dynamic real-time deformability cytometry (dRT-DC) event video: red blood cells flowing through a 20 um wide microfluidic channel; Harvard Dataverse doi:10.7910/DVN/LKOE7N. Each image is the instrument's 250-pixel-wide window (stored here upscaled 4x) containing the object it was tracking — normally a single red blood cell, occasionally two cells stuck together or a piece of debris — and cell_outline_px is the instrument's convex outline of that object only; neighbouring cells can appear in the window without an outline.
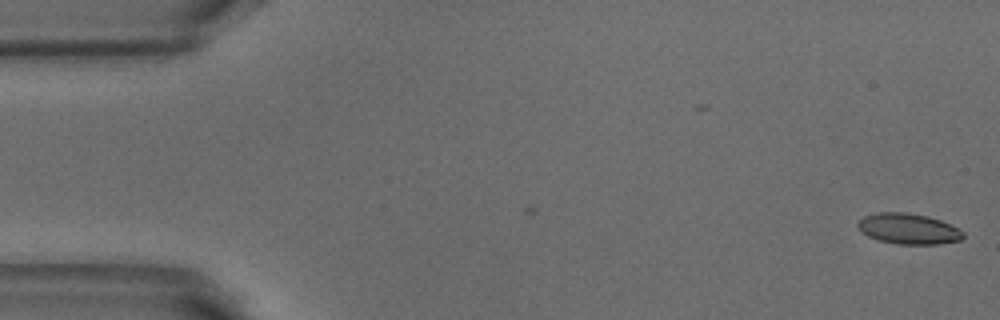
{"species": "common noctule bat (a hibernating species)", "species_latin": "Nyctalus noctula", "temperature_condition": "warm", "stored_images_in_passage": 2, "camera_frame_rate_fps": 3000, "um_per_image_px": 0.085, "animal": {"sex": "male", "body_mass_g": 18.8}, "frame": {"image": 1, "passage_image": 2, "time_ms": 0.333, "image_size_px": [1000, 320], "cell_outline_px": [[964, 236], [960, 240], [940, 244], [896, 244], [880, 240], [868, 236], [860, 232], [856, 224], [864, 216], [876, 212], [904, 212], [928, 216], [940, 220], [964, 232]], "centroid_in_image_um": [77.18, 19.44], "position_along_channel_um": 7.8, "area_um2": 18.79}}